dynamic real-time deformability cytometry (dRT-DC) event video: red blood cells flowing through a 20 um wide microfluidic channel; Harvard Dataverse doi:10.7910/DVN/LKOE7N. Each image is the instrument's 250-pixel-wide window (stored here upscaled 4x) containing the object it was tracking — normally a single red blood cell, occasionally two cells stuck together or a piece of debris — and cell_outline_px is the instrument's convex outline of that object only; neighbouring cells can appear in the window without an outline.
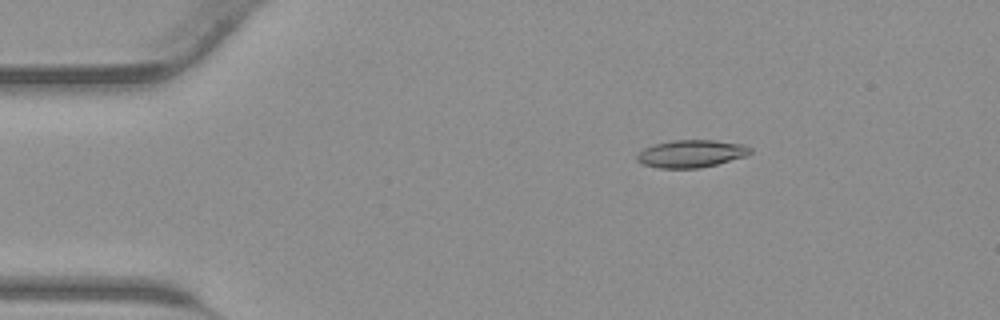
{"species": "common noctule bat (a hibernating species)", "species_latin": "Nyctalus noctula", "temperature_condition": "warm", "stored_images_in_passage": 43, "camera_frame_rate_fps": 3000, "um_per_image_px": 0.085, "animal": {"sex": "male", "body_mass_g": 23.1, "forearm_length_mm": 52.7}, "frame": {"image": 1, "passage_image": 7, "time_ms": 2.0, "image_size_px": [1000, 320], "cell_outline_px": [[752, 152], [748, 156], [700, 168], [660, 168], [644, 164], [636, 160], [636, 156], [644, 148], [652, 144], [672, 140], [716, 140], [744, 144], [752, 148]], "centroid_in_image_um": [58.79, 13.05], "position_along_channel_um": 26.2, "area_um2": 18.32}}
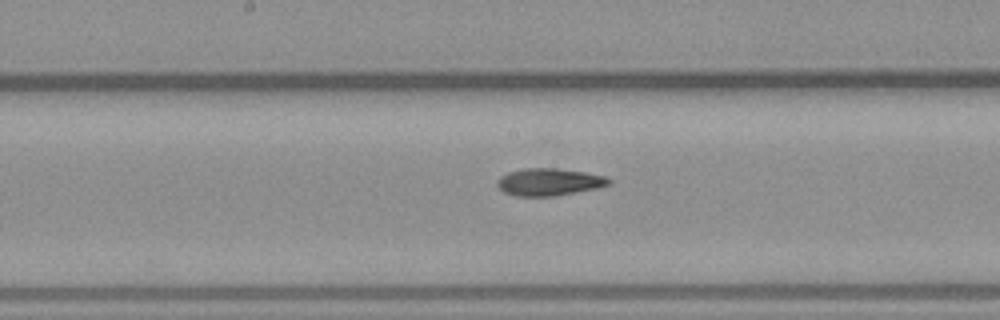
{"frame": {"image": 2, "passage_image": 22, "time_ms": 7.0, "image_size_px": [1000, 320], "cell_outline_px": [[612, 184], [596, 188], [556, 196], [512, 196], [504, 192], [496, 184], [496, 180], [500, 176], [508, 172], [524, 168], [556, 168], [584, 172], [604, 176], [612, 180]], "centroid_in_image_um": [46.65, 15.47], "position_along_channel_um": 201.6, "area_um2": 17.86}}
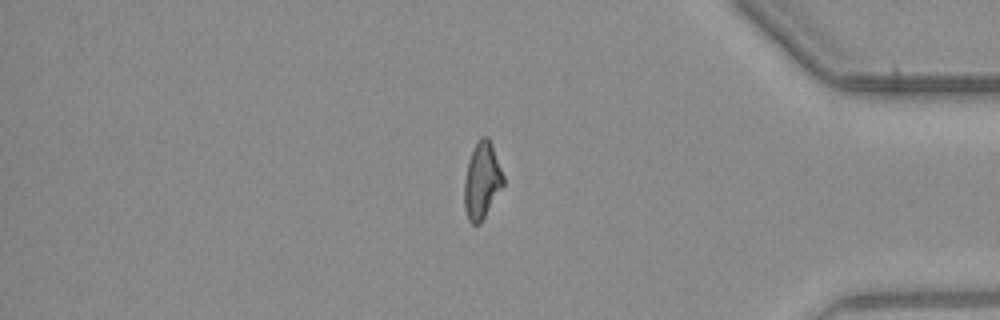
{"frame": {"image": 3, "passage_image": 36, "time_ms": 11.667, "image_size_px": [1000, 320], "cell_outline_px": [[504, 184], [480, 224], [472, 224], [468, 220], [464, 208], [464, 180], [468, 160], [472, 148], [480, 136], [488, 136], [492, 144], [504, 176]], "centroid_in_image_um": [40.95, 15.33], "position_along_channel_um": 394.3, "area_um2": 17.57}}